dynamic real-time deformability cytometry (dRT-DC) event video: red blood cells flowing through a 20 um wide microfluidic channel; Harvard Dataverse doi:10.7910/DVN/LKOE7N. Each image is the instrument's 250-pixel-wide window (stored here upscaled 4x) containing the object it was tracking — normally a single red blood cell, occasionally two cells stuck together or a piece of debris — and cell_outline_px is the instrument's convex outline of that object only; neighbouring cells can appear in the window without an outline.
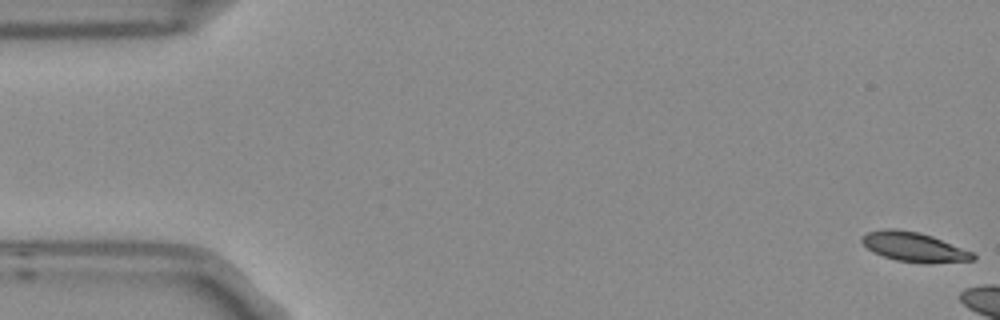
{"species": "Egyptian fruit bat (a non-hibernating species)", "species_latin": "Rousettus aegyptiacus", "temperature_condition": "room temperature", "stored_images_in_passage": 3, "camera_frame_rate_fps": 3000, "um_per_image_px": 0.085, "frame": {"image": 1, "passage_image": 1, "time_ms": 0.0, "image_size_px": [1000, 320], "cell_outline_px": [[976, 260], [932, 264], [920, 264], [896, 260], [872, 252], [860, 240], [868, 232], [888, 228], [896, 228], [916, 232], [932, 236], [972, 252], [976, 256]], "centroid_in_image_um": [77.72, 21.02], "position_along_channel_um": 7.3, "area_um2": 19.13}}